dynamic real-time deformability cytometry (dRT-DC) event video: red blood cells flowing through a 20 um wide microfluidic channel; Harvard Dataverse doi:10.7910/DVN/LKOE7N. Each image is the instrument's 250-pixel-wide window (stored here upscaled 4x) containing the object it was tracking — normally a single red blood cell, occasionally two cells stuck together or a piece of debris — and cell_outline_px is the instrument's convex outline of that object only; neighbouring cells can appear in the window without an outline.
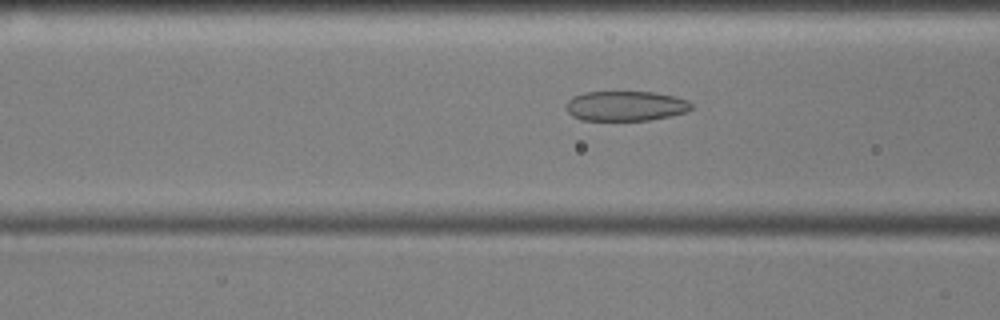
{"species": "common noctule bat (a hibernating species)", "species_latin": "Nyctalus noctula", "temperature_condition": "cold", "stored_images_in_passage": 49, "camera_frame_rate_fps": 3000, "um_per_image_px": 0.085, "animal": {"sex": "male", "body_mass_g": 17.9, "forearm_length_mm": 54.2}, "frame": {"image": 1, "passage_image": 20, "time_ms": 6.333, "image_size_px": [1000, 320], "cell_outline_px": [[692, 108], [688, 112], [648, 120], [584, 120], [572, 116], [568, 112], [568, 100], [572, 96], [584, 92], [656, 92], [676, 96], [688, 100], [692, 104]], "centroid_in_image_um": [53.22, 9.0], "position_along_channel_um": 113.4, "area_um2": 21.85}}
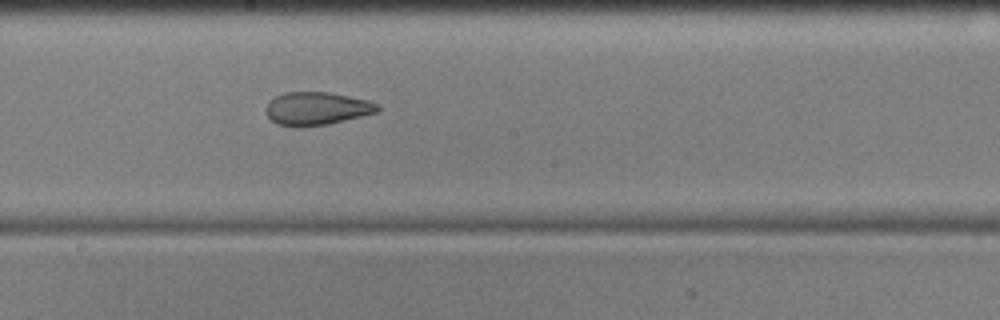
{"frame": {"image": 2, "passage_image": 29, "time_ms": 9.333, "image_size_px": [1000, 320], "cell_outline_px": [[380, 108], [376, 112], [328, 124], [276, 124], [268, 116], [264, 108], [276, 96], [284, 92], [328, 92], [368, 100], [380, 104]], "centroid_in_image_um": [26.95, 9.18], "position_along_channel_um": 221.2, "area_um2": 20.75}}
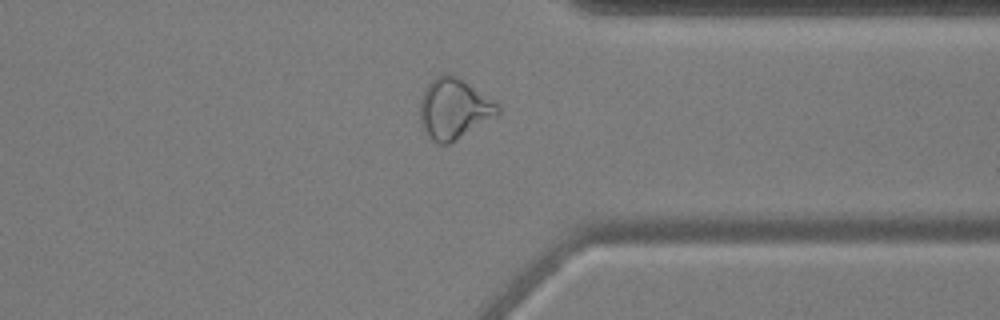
{"frame": {"image": 3, "passage_image": 42, "time_ms": 13.667, "image_size_px": [1000, 320], "cell_outline_px": [[500, 112], [448, 144], [440, 144], [432, 140], [424, 132], [420, 124], [420, 100], [424, 88], [440, 72], [448, 72], [456, 76], [500, 104]], "centroid_in_image_um": [38.53, 9.21], "position_along_channel_um": 372.9, "area_um2": 27.17}}